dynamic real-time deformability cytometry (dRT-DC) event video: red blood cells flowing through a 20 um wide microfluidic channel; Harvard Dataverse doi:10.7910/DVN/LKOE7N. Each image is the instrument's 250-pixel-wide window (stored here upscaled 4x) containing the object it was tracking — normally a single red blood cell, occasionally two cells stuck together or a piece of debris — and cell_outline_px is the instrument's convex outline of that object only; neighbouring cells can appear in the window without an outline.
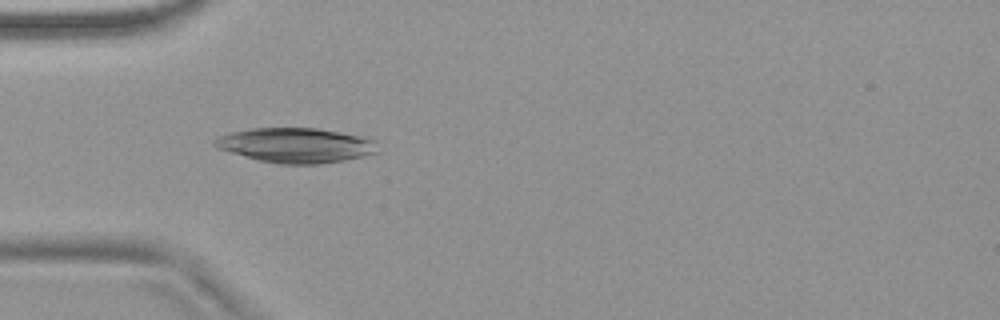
{"species": "common noctule bat (a hibernating species)", "species_latin": "Nyctalus noctula", "temperature_condition": "warm", "stored_images_in_passage": 52, "camera_frame_rate_fps": 3000, "um_per_image_px": 0.085, "animal": {"sex": "female", "body_mass_g": 18.4}, "frame": {"image": 1, "passage_image": 16, "time_ms": 5.0, "image_size_px": [1000, 320], "cell_outline_px": [[380, 152], [364, 156], [344, 160], [320, 164], [280, 164], [260, 160], [216, 148], [212, 144], [212, 140], [220, 136], [232, 132], [252, 128], [320, 128], [368, 136], [376, 140]], "centroid_in_image_um": [25.24, 12.34], "position_along_channel_um": 59.8, "area_um2": 33.47}}
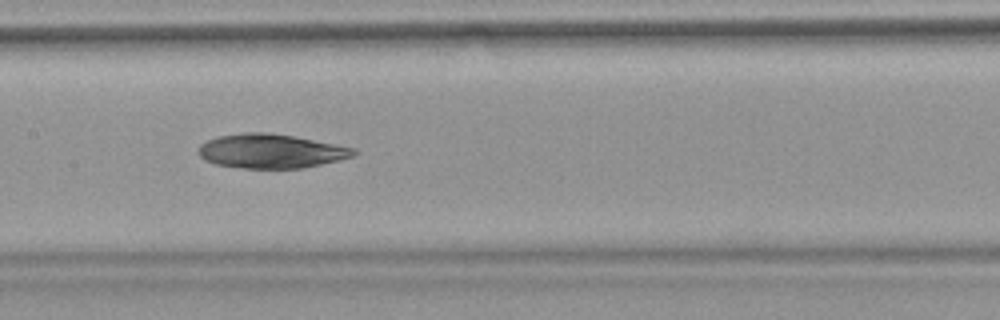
{"frame": {"image": 2, "passage_image": 26, "time_ms": 8.333, "image_size_px": [1000, 320], "cell_outline_px": [[360, 152], [352, 156], [340, 160], [304, 168], [244, 168], [216, 164], [204, 160], [196, 152], [200, 144], [216, 136], [244, 132], [268, 132], [296, 136], [356, 148]], "centroid_in_image_um": [23.04, 12.83], "position_along_channel_um": 184.4, "area_um2": 31.27}}
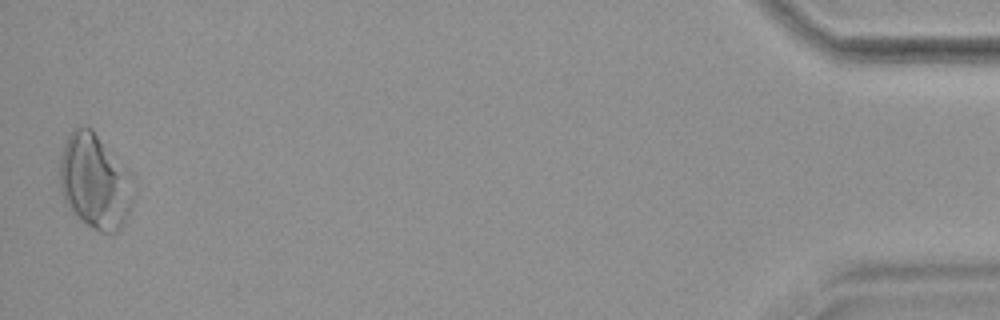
{"frame": {"image": 3, "passage_image": 52, "time_ms": 17.0, "image_size_px": [1000, 320], "cell_outline_px": [[136, 196], [128, 216], [124, 224], [116, 232], [100, 232], [92, 228], [80, 220], [64, 204], [60, 192], [60, 156], [64, 144], [68, 136], [76, 128], [92, 128], [128, 168]], "centroid_in_image_um": [8.08, 15.46], "position_along_channel_um": 427.1, "area_um2": 41.38}}